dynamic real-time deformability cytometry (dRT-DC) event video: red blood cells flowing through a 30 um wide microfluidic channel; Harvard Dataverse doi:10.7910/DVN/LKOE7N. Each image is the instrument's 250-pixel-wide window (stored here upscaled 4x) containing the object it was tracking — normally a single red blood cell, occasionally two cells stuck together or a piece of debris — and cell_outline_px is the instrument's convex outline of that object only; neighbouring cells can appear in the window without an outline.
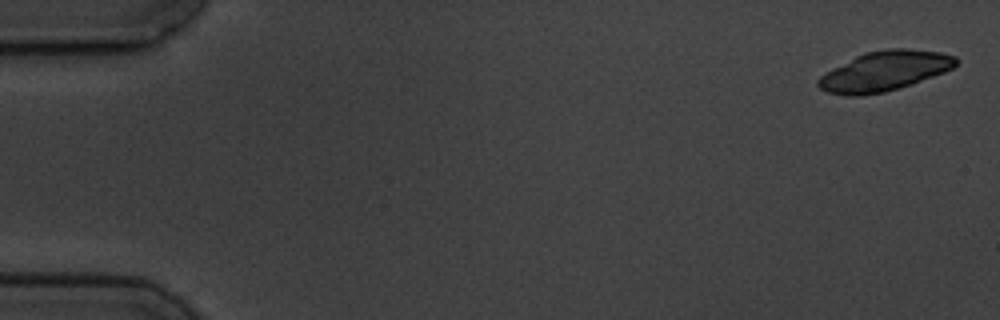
{"species": "common noctule bat (a hibernating species)", "species_latin": "Nyctalus noctula", "temperature_condition": "cold", "stored_images_in_passage": 4, "camera_frame_rate_fps": 3000, "um_per_image_px": 0.085, "animal": {"sex": "male", "body_mass_g": 19.5, "forearm_length_mm": 54.6}, "frame": {"image": 1, "passage_image": 1, "time_ms": 0.0, "image_size_px": [1000, 320], "cell_outline_px": [[956, 64], [952, 68], [944, 72], [912, 84], [900, 88], [884, 92], [860, 96], [844, 96], [828, 92], [820, 88], [816, 84], [816, 80], [820, 76], [832, 68], [864, 52], [888, 48], [908, 48], [940, 52], [956, 56]], "centroid_in_image_um": [75.15, 6.04], "position_along_channel_um": 9.8, "area_um2": 32.02}}